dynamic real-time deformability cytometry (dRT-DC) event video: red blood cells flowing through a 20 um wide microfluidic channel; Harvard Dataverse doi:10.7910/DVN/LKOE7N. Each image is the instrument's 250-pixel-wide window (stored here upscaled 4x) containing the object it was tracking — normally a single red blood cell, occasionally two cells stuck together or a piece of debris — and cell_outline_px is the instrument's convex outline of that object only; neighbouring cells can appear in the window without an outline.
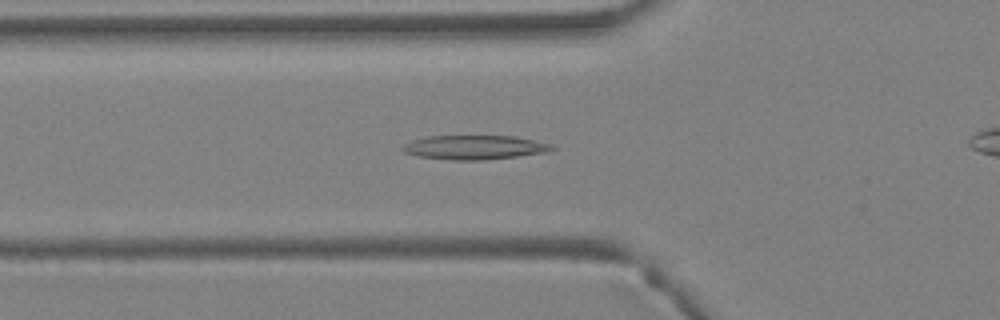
{"species": "Egyptian fruit bat (a non-hibernating species)", "species_latin": "Rousettus aegyptiacus", "temperature_condition": "warm", "stored_images_in_passage": 29, "camera_frame_rate_fps": 3000, "um_per_image_px": 0.085, "animal": {"sex": "female"}, "frame": {"image": 1, "passage_image": 7, "time_ms": 2.0, "image_size_px": [1000, 320], "cell_outline_px": [[556, 148], [548, 152], [488, 160], [452, 160], [420, 156], [404, 152], [400, 148], [404, 144], [412, 140], [428, 136], [516, 136], [552, 144]], "centroid_in_image_um": [40.37, 12.52], "position_along_channel_um": 85.4, "area_um2": 21.1}}
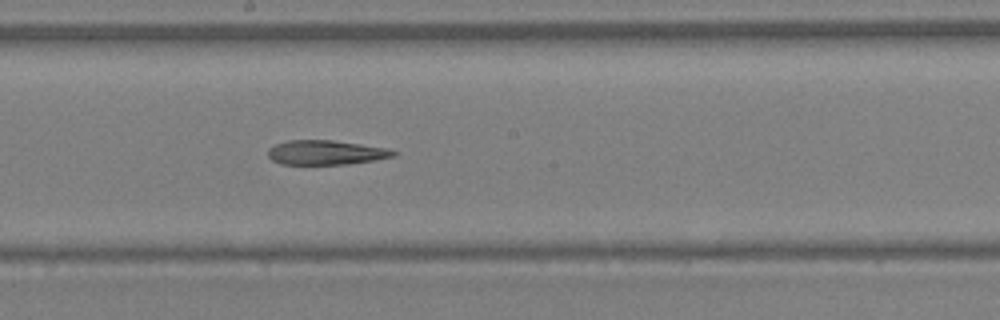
{"frame": {"image": 2, "passage_image": 15, "time_ms": 4.667, "image_size_px": [1000, 320], "cell_outline_px": [[396, 156], [376, 160], [348, 164], [280, 164], [272, 160], [268, 156], [268, 148], [276, 144], [288, 140], [332, 140], [388, 148], [396, 152]], "centroid_in_image_um": [27.7, 12.96], "position_along_channel_um": 220.5, "area_um2": 17.92}}
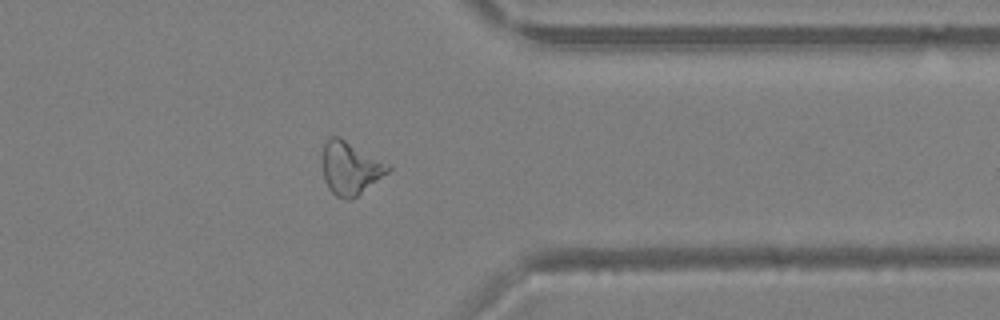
{"frame": {"image": 3, "passage_image": 25, "time_ms": 8.0, "image_size_px": [1000, 320], "cell_outline_px": [[392, 168], [388, 172], [352, 200], [344, 200], [336, 196], [328, 188], [324, 180], [320, 156], [324, 144], [332, 136], [340, 136], [392, 164]], "centroid_in_image_um": [29.77, 14.27], "position_along_channel_um": 381.6, "area_um2": 20.92}}